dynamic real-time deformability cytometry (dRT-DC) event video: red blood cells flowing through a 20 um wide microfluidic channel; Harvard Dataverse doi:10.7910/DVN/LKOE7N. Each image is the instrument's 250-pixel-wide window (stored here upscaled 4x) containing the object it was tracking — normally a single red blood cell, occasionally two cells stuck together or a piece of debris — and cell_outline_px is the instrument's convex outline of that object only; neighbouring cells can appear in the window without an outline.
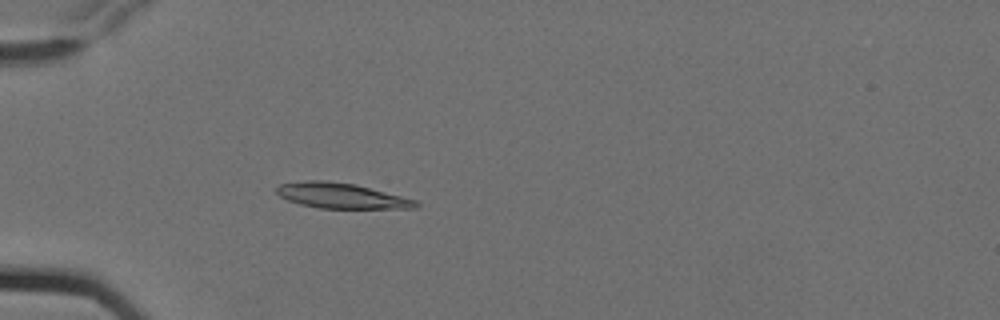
{"species": "Egyptian fruit bat (a non-hibernating species)", "species_latin": "Rousettus aegyptiacus", "temperature_condition": "cold", "stored_images_in_passage": 5, "camera_frame_rate_fps": 3000, "um_per_image_px": 0.085, "animal": {"sex": "female"}, "frame": {"image": 1, "passage_image": 5, "time_ms": 1.333, "image_size_px": [1000, 320], "cell_outline_px": [[420, 204], [416, 208], [320, 208], [300, 204], [288, 200], [280, 196], [276, 192], [276, 188], [280, 184], [308, 180], [324, 180], [356, 184], [416, 200]], "centroid_in_image_um": [29.01, 16.63], "position_along_channel_um": 56.0, "area_um2": 20.4}}